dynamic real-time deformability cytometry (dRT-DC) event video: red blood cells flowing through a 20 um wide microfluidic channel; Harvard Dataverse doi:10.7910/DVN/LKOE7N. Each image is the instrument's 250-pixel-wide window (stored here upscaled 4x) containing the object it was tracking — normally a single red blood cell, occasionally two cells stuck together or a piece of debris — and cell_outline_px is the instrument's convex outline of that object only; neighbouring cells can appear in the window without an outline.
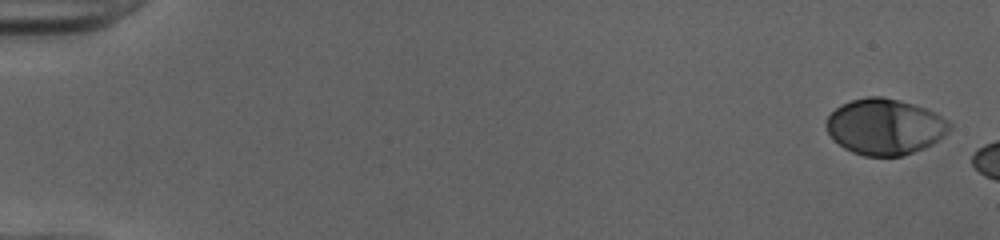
{"species": "human", "species_latin": "Homo sapiens", "temperature_condition": "cold", "stored_images_in_passage": 7, "camera_frame_rate_fps": 3000, "um_per_image_px": 0.085, "donor": {"sex": "female"}, "frame": {"image": 1, "passage_image": 1, "time_ms": 0.0, "image_size_px": [1000, 240], "cell_outline_px": [[952, 128], [944, 136], [932, 144], [924, 148], [900, 156], [864, 156], [852, 152], [844, 148], [828, 132], [824, 124], [828, 116], [840, 104], [852, 100], [868, 96], [880, 96], [900, 100], [936, 112], [948, 120], [952, 124]], "centroid_in_image_um": [75.23, 10.76], "position_along_channel_um": 9.8, "area_um2": 40.23}}